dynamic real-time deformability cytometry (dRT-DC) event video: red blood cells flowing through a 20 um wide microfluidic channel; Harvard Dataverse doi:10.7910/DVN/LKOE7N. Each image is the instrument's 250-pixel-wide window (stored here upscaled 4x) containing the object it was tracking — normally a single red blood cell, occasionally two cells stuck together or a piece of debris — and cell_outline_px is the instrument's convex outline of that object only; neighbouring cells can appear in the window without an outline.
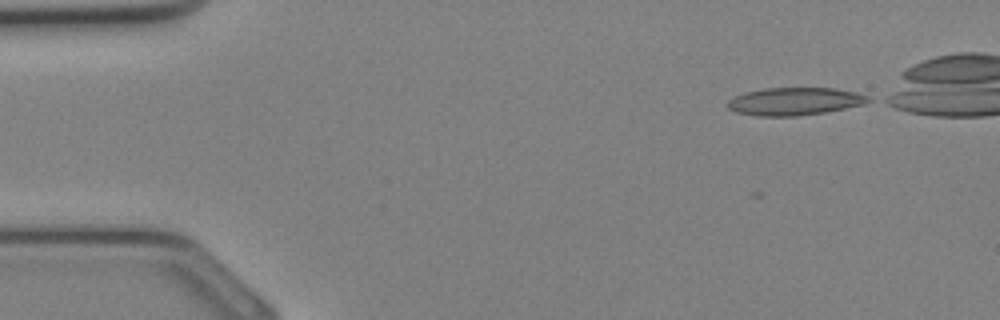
{"species": "Egyptian fruit bat (a non-hibernating species)", "species_latin": "Rousettus aegyptiacus", "temperature_condition": "cold", "stored_images_in_passage": 20, "camera_frame_rate_fps": 3000, "um_per_image_px": 0.085, "animal": {"sex": "female"}, "frame": {"image": 1, "passage_image": 1, "time_ms": 0.0, "image_size_px": [1000, 320], "cell_outline_px": [[872, 100], [864, 104], [824, 112], [796, 116], [756, 116], [736, 112], [728, 108], [728, 100], [744, 92], [764, 88], [836, 88], [856, 92], [868, 96]], "centroid_in_image_um": [67.54, 8.61], "position_along_channel_um": 17.5, "area_um2": 22.66}}
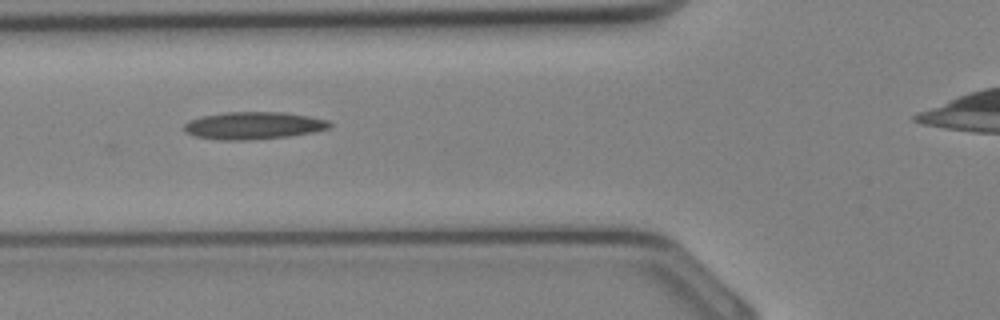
{"frame": {"image": 2, "passage_image": 10, "time_ms": 3.0, "image_size_px": [1000, 320], "cell_outline_px": [[332, 124], [328, 128], [312, 132], [288, 136], [252, 140], [220, 140], [196, 136], [184, 132], [184, 124], [188, 120], [204, 116], [224, 112], [284, 112], [308, 116], [328, 120]], "centroid_in_image_um": [21.52, 10.67], "position_along_channel_um": 104.3, "area_um2": 23.18}}
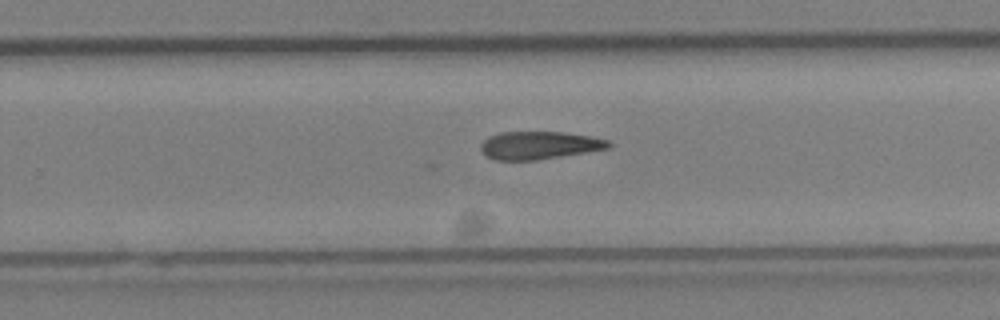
{"frame": {"image": 3, "passage_image": 19, "time_ms": 6.0, "image_size_px": [1000, 320], "cell_outline_px": [[612, 144], [608, 148], [536, 160], [492, 160], [484, 156], [480, 148], [480, 144], [488, 136], [500, 132], [564, 132], [588, 136], [608, 140]], "centroid_in_image_um": [45.75, 12.35], "position_along_channel_um": 284.1, "area_um2": 20.69}}